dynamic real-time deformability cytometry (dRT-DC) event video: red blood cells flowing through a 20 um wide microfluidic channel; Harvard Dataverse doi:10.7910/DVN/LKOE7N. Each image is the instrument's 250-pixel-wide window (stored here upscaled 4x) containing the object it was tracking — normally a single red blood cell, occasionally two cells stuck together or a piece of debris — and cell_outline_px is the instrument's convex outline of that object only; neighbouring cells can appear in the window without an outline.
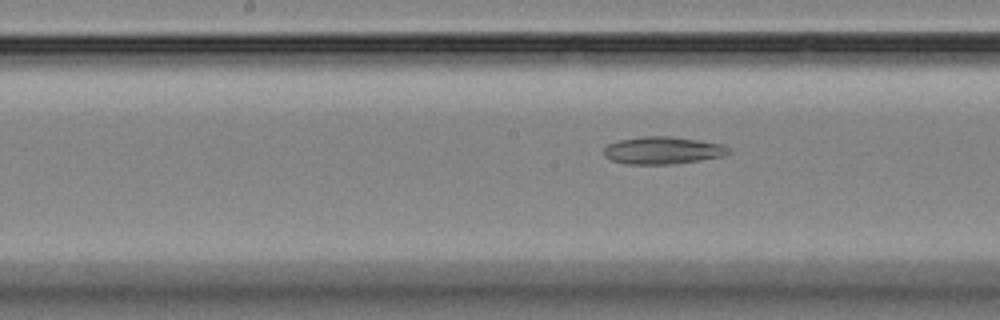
{"species": "Egyptian fruit bat (a non-hibernating species)", "species_latin": "Rousettus aegyptiacus", "temperature_condition": "room temperature", "stored_images_in_passage": 13, "camera_frame_rate_fps": 3000, "um_per_image_px": 0.085, "animal": {"sex": "female"}, "frame": {"image": 1, "passage_image": 8, "time_ms": 9.0, "image_size_px": [1000, 320], "cell_outline_px": [[728, 152], [720, 156], [700, 160], [668, 164], [628, 164], [612, 160], [604, 156], [604, 148], [608, 144], [620, 140], [644, 136], [672, 136], [700, 140], [720, 144], [728, 148]], "centroid_in_image_um": [56.28, 12.77], "position_along_channel_um": 191.9, "area_um2": 19.59}}
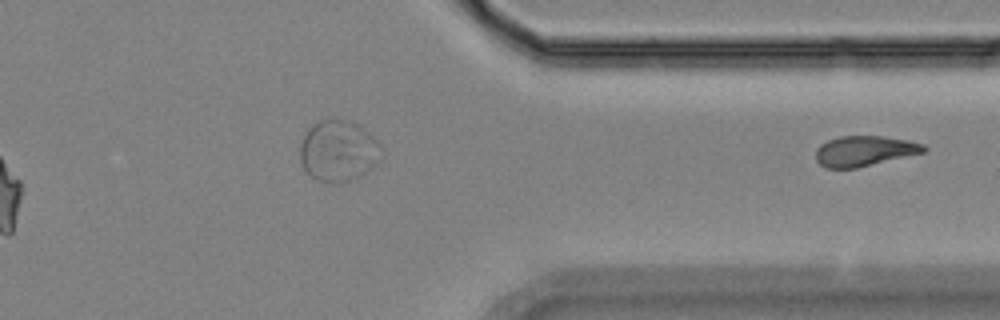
{"frame": {"image": 2, "passage_image": 13, "time_ms": 14.667, "image_size_px": [1000, 320], "cell_outline_px": [[928, 148], [924, 152], [856, 168], [824, 168], [816, 160], [816, 148], [820, 144], [828, 140], [840, 136], [880, 136], [908, 140], [924, 144]], "centroid_in_image_um": [73.45, 12.83], "position_along_channel_um": 337.9, "area_um2": 19.02}}